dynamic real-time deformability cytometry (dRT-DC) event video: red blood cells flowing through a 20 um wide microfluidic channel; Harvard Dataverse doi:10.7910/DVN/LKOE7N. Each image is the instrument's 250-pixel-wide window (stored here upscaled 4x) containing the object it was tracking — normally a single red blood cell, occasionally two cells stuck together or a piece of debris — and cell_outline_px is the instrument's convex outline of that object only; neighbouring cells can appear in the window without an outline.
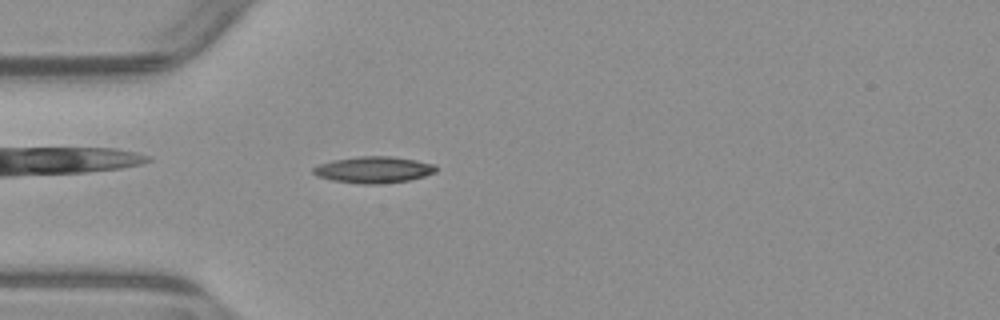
{"species": "common noctule bat (a hibernating species)", "species_latin": "Nyctalus noctula", "temperature_condition": "warm", "stored_images_in_passage": 54, "camera_frame_rate_fps": 3000, "um_per_image_px": 0.085, "animal": {"sex": "male", "body_mass_g": 23.1, "forearm_length_mm": 52.7}, "frame": {"image": 1, "passage_image": 16, "time_ms": 5.0, "image_size_px": [1000, 320], "cell_outline_px": [[436, 172], [424, 176], [408, 180], [380, 184], [360, 184], [332, 180], [316, 176], [312, 172], [312, 168], [320, 164], [332, 160], [360, 156], [392, 156], [416, 160], [436, 164]], "centroid_in_image_um": [31.75, 14.42], "position_along_channel_um": 53.2, "area_um2": 19.02}}
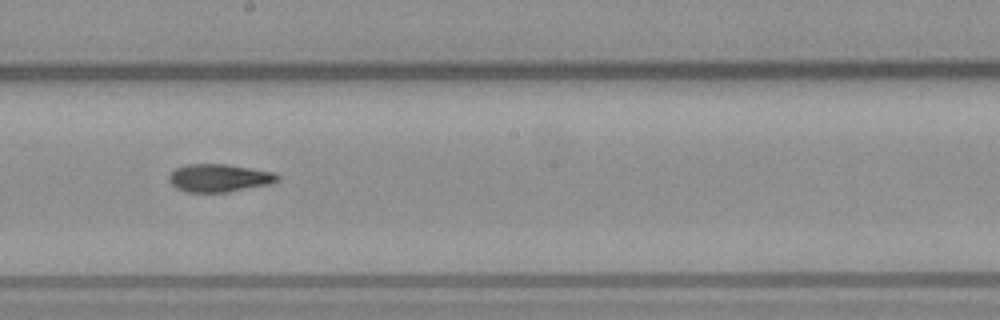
{"frame": {"image": 2, "passage_image": 30, "time_ms": 9.667, "image_size_px": [1000, 320], "cell_outline_px": [[280, 180], [272, 184], [228, 192], [188, 192], [176, 188], [168, 180], [168, 176], [176, 168], [188, 164], [224, 164], [276, 172], [280, 176]], "centroid_in_image_um": [18.67, 15.13], "position_along_channel_um": 229.5, "area_um2": 17.74}}
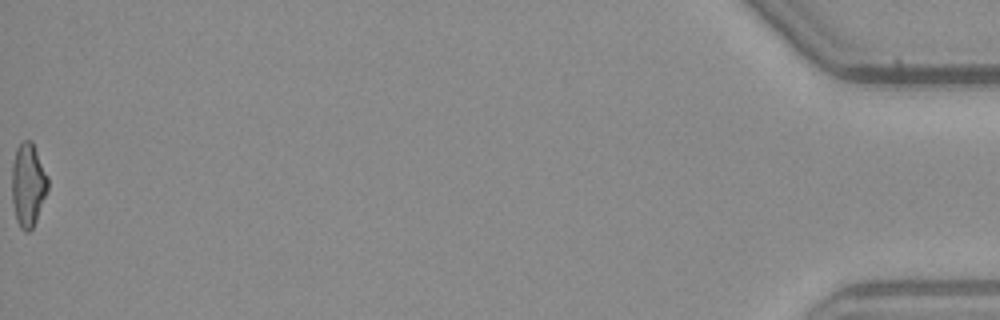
{"frame": {"image": 3, "passage_image": 54, "time_ms": 17.667, "image_size_px": [1000, 320], "cell_outline_px": [[48, 192], [36, 220], [32, 228], [28, 232], [24, 232], [20, 228], [16, 220], [12, 200], [12, 164], [16, 148], [24, 140], [32, 140], [48, 176]], "centroid_in_image_um": [2.39, 15.72], "position_along_channel_um": 432.8, "area_um2": 17.69}, "authors_computed_cell_mechanics": {"area_um2": 17.629, "velocity_mm_per_s": 3.9119, "shape_relaxation_time_tau1_ms": null, "shape_relaxation_time_tau2_ms": 8.1481, "deformation_change_tau1": null, "deformation_change_tau2": 0.1668}}